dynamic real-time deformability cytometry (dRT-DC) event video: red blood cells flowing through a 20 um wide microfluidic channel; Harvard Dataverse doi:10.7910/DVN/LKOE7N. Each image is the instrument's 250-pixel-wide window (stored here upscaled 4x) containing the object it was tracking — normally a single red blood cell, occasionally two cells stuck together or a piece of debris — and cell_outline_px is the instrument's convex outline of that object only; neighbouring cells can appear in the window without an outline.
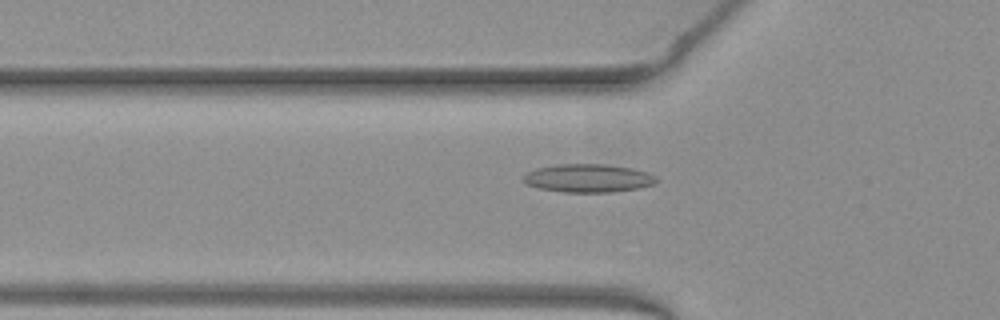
{"species": "common noctule bat (a hibernating species)", "species_latin": "Nyctalus noctula", "temperature_condition": "warm", "stored_images_in_passage": 42, "camera_frame_rate_fps": 3000, "um_per_image_px": 0.085, "animal": {"sex": "female", "body_mass_g": 19.3, "forearm_length_mm": 54.1}, "frame": {"image": 1, "passage_image": 8, "time_ms": 2.333, "image_size_px": [1000, 320], "cell_outline_px": [[656, 180], [652, 184], [640, 188], [612, 192], [564, 192], [540, 188], [524, 184], [524, 176], [528, 172], [536, 168], [556, 164], [608, 164], [632, 168], [648, 172], [656, 176]], "centroid_in_image_um": [50.0, 15.14], "position_along_channel_um": 75.8, "area_um2": 21.91}}
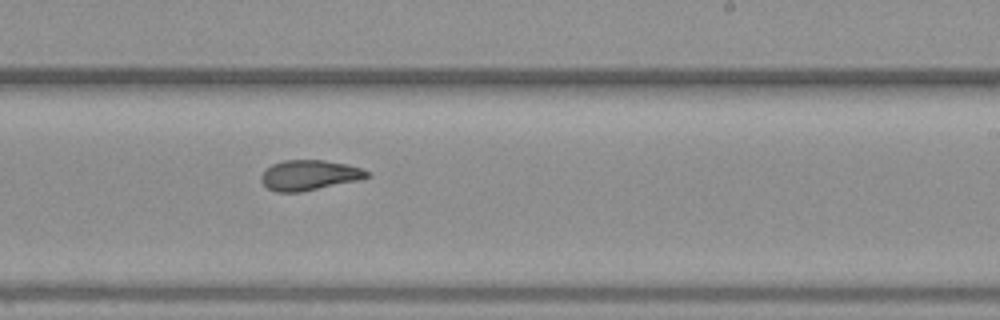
{"frame": {"image": 2, "passage_image": 22, "time_ms": 7.0, "image_size_px": [1000, 320], "cell_outline_px": [[368, 176], [360, 180], [300, 192], [276, 192], [268, 188], [260, 180], [260, 176], [272, 164], [284, 160], [324, 160], [348, 164], [360, 168], [368, 172]], "centroid_in_image_um": [26.28, 14.89], "position_along_channel_um": 262.7, "area_um2": 18.5}}
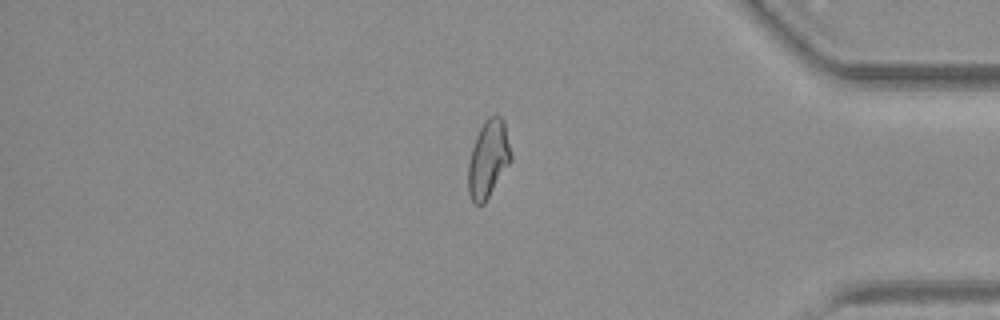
{"frame": {"image": 3, "passage_image": 34, "time_ms": 11.0, "image_size_px": [1000, 320], "cell_outline_px": [[512, 160], [484, 204], [476, 204], [472, 200], [468, 192], [468, 164], [472, 148], [476, 136], [484, 120], [492, 112], [496, 112], [504, 120], [512, 156]], "centroid_in_image_um": [41.51, 13.46], "position_along_channel_um": 393.7, "area_um2": 19.48}, "authors_computed_cell_mechanics": {"area_um2": 19.3052, "velocity_mm_per_s": 3.9906, "shape_relaxation_time_tau1_ms": null, "shape_relaxation_time_tau2_ms": 3.6543, "deformation_change_tau1": null, "deformation_change_tau2": 0.1102}}